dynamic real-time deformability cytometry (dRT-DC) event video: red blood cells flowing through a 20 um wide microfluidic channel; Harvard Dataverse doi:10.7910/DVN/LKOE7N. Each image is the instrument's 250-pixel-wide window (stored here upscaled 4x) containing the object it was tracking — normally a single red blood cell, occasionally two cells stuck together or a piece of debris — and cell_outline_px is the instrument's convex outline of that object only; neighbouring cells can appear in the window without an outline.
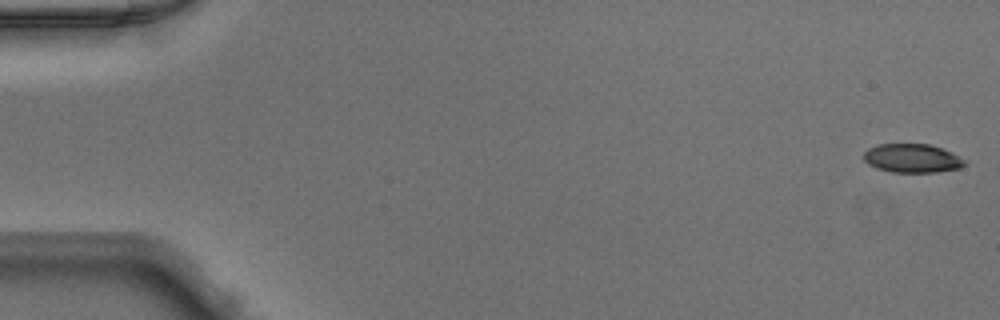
{"species": "Egyptian fruit bat (a non-hibernating species)", "species_latin": "Rousettus aegyptiacus", "temperature_condition": "warm", "stored_images_in_passage": 49, "camera_frame_rate_fps": 3000, "um_per_image_px": 0.085, "animal": {"sex": "male"}, "frame": {"image": 1, "passage_image": 1, "time_ms": 0.0, "image_size_px": [1000, 320], "cell_outline_px": [[968, 164], [960, 168], [936, 172], [892, 172], [876, 168], [868, 164], [864, 160], [864, 152], [868, 148], [876, 144], [928, 144], [952, 152], [968, 160]], "centroid_in_image_um": [77.57, 13.45], "position_along_channel_um": 7.4, "area_um2": 17.11}}
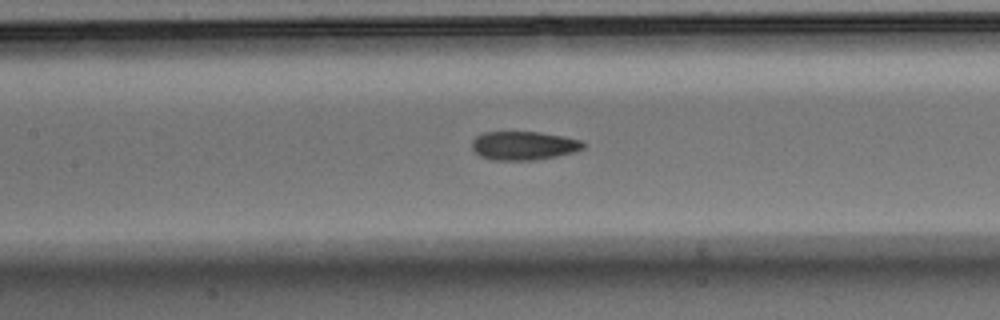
{"frame": {"image": 2, "passage_image": 23, "time_ms": 7.333, "image_size_px": [1000, 320], "cell_outline_px": [[584, 148], [576, 152], [556, 156], [532, 160], [492, 160], [480, 156], [472, 148], [472, 140], [476, 136], [484, 132], [540, 132], [564, 136], [580, 140], [584, 144]], "centroid_in_image_um": [44.51, 12.37], "position_along_channel_um": 162.9, "area_um2": 18.61}}
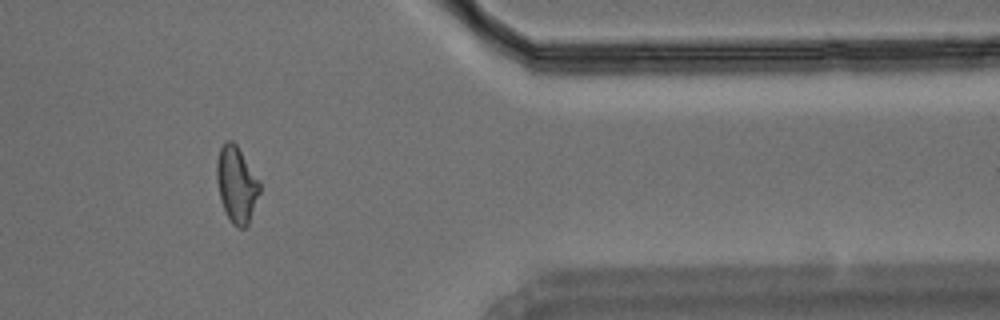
{"frame": {"image": 3, "passage_image": 41, "time_ms": 13.333, "image_size_px": [1000, 320], "cell_outline_px": [[260, 192], [248, 224], [244, 228], [236, 228], [232, 224], [220, 200], [216, 180], [216, 160], [220, 148], [224, 140], [232, 140], [236, 144], [260, 180]], "centroid_in_image_um": [20.1, 15.66], "position_along_channel_um": 391.3, "area_um2": 19.25}}